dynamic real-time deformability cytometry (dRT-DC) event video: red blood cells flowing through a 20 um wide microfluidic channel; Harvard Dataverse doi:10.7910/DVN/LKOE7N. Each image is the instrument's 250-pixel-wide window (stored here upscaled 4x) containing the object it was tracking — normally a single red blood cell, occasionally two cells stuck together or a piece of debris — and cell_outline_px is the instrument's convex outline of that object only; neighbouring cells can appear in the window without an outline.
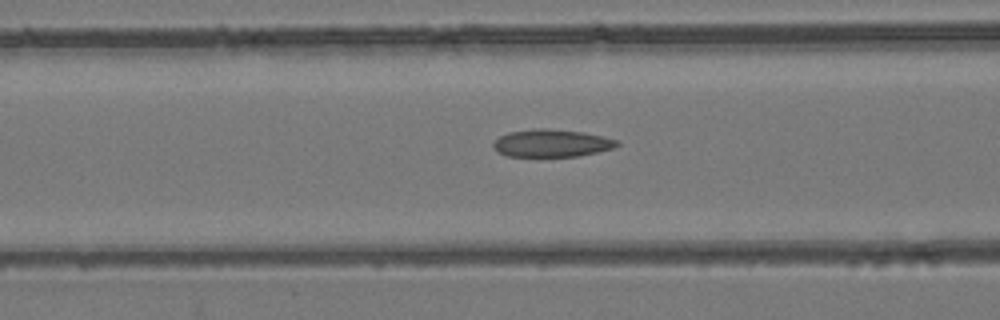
{"species": "common noctule bat (a hibernating species)", "species_latin": "Nyctalus noctula", "temperature_condition": "room temperature", "stored_images_in_passage": 28, "camera_frame_rate_fps": 3000, "um_per_image_px": 0.085, "animal": {"sex": "female", "body_mass_g": 24.6, "forearm_length_mm": 56.2}, "frame": {"image": 1, "passage_image": 10, "time_ms": 3.0, "image_size_px": [1000, 320], "cell_outline_px": [[620, 144], [616, 148], [576, 156], [508, 156], [496, 152], [492, 148], [492, 144], [500, 136], [508, 132], [536, 128], [544, 128], [584, 132], [604, 136], [616, 140]], "centroid_in_image_um": [46.87, 12.16], "position_along_channel_um": 119.7, "area_um2": 19.94}}
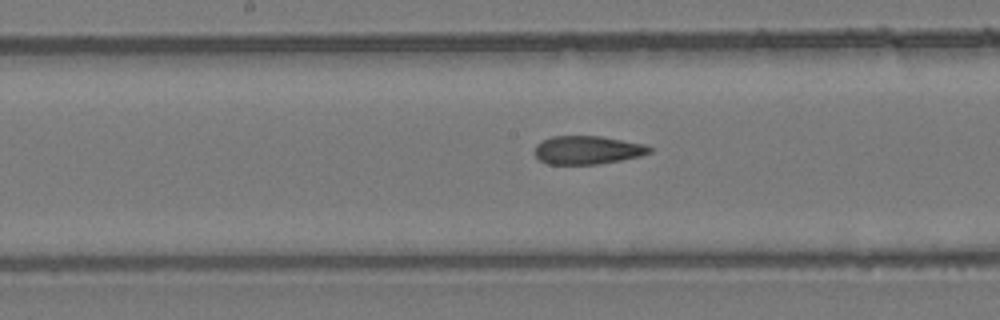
{"frame": {"image": 2, "passage_image": 16, "time_ms": 5.0, "image_size_px": [1000, 320], "cell_outline_px": [[652, 152], [640, 156], [620, 160], [596, 164], [548, 164], [540, 160], [536, 156], [536, 144], [552, 136], [600, 136], [644, 144], [652, 148]], "centroid_in_image_um": [49.95, 12.75], "position_along_channel_um": 198.3, "area_um2": 18.79}}
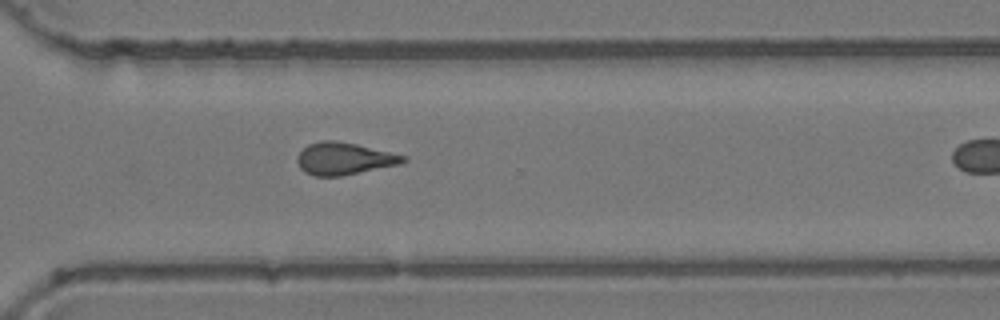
{"frame": {"image": 3, "passage_image": 27, "time_ms": 8.667, "image_size_px": [1000, 320], "cell_outline_px": [[408, 160], [400, 164], [340, 176], [312, 176], [304, 172], [300, 168], [296, 160], [296, 156], [308, 144], [320, 140], [336, 140], [356, 144], [408, 156]], "centroid_in_image_um": [29.23, 13.48], "position_along_channel_um": 341.4, "area_um2": 20.0}}